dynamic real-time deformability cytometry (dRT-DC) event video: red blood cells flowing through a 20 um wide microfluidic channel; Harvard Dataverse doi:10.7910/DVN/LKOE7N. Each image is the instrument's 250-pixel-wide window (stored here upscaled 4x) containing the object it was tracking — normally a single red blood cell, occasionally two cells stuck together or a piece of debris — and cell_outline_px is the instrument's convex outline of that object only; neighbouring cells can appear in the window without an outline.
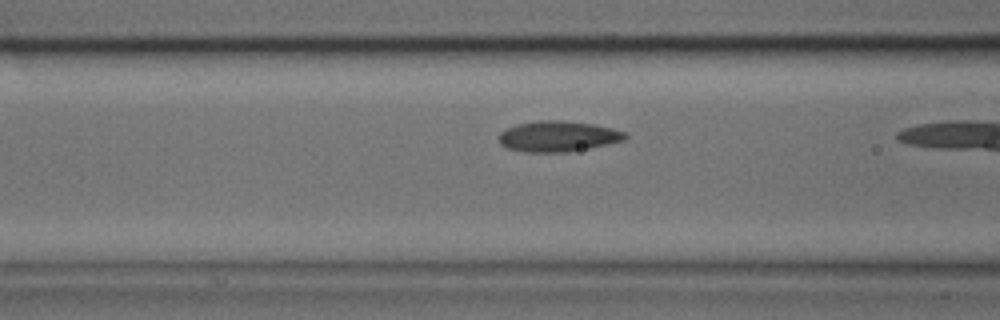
{"species": "common noctule bat (a hibernating species)", "species_latin": "Nyctalus noctula", "temperature_condition": "cold", "stored_images_in_passage": 11, "camera_frame_rate_fps": 3000, "um_per_image_px": 0.085, "animal": {"sex": "male", "body_mass_g": 17.9, "forearm_length_mm": 54.2}, "frame": {"image": 1, "passage_image": 10, "time_ms": 3.0, "image_size_px": [1000, 320], "cell_outline_px": [[628, 136], [624, 140], [608, 144], [568, 152], [524, 152], [508, 148], [500, 144], [500, 132], [516, 124], [536, 120], [560, 120], [596, 124], [612, 128], [624, 132]], "centroid_in_image_um": [47.43, 11.58], "position_along_channel_um": 119.2, "area_um2": 22.6}}